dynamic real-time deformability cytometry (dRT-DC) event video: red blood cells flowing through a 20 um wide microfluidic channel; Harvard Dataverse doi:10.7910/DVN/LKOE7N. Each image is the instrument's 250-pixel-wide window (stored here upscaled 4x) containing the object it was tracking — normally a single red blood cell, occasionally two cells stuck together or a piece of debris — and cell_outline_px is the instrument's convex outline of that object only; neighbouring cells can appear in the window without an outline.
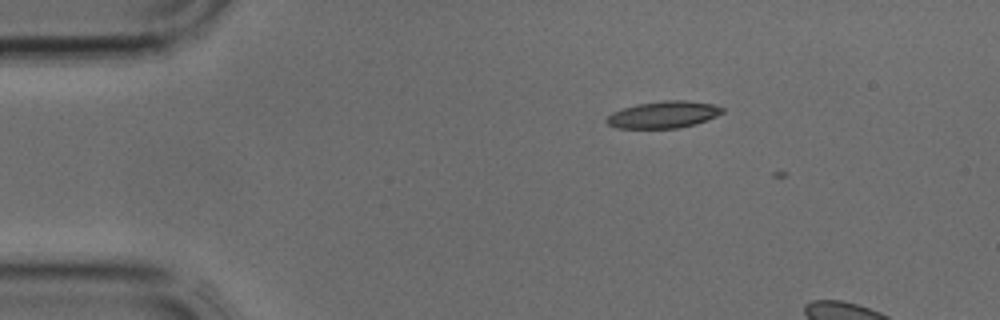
{"species": "common noctule bat (a hibernating species)", "species_latin": "Nyctalus noctula", "temperature_condition": "cold", "stored_images_in_passage": 3, "camera_frame_rate_fps": 3000, "um_per_image_px": 0.085, "animal": {"sex": "male", "body_mass_g": 17.9, "forearm_length_mm": 54.2}, "frame": {"image": 1, "passage_image": 2, "time_ms": 0.333, "image_size_px": [1000, 320], "cell_outline_px": [[724, 112], [708, 120], [696, 124], [676, 128], [616, 128], [608, 124], [604, 120], [612, 112], [636, 104], [664, 100], [684, 100], [712, 104], [724, 108]], "centroid_in_image_um": [56.39, 9.74], "position_along_channel_um": 28.6, "area_um2": 18.15}}